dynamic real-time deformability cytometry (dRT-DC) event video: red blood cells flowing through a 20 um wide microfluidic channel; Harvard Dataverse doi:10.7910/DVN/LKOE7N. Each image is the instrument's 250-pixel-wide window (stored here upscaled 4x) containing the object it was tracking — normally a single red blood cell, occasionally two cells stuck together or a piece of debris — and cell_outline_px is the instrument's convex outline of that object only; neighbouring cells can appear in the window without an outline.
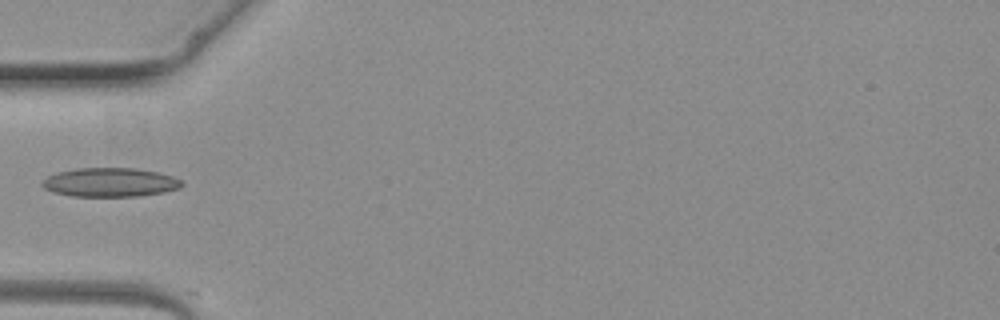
{"species": "common noctule bat (a hibernating species)", "species_latin": "Nyctalus noctula", "temperature_condition": "warm", "stored_images_in_passage": 3, "camera_frame_rate_fps": 3000, "um_per_image_px": 0.085, "animal": {"sex": "female", "body_mass_g": 19.3, "forearm_length_mm": 54.1}, "frame": {"image": 1, "passage_image": 3, "time_ms": 2.333, "image_size_px": [1000, 320], "cell_outline_px": [[184, 184], [180, 188], [164, 192], [140, 196], [72, 196], [52, 192], [44, 188], [40, 184], [48, 176], [56, 172], [76, 168], [136, 168], [156, 172], [172, 176], [180, 180]], "centroid_in_image_um": [9.34, 15.5], "position_along_channel_um": 75.7, "area_um2": 23.58}}